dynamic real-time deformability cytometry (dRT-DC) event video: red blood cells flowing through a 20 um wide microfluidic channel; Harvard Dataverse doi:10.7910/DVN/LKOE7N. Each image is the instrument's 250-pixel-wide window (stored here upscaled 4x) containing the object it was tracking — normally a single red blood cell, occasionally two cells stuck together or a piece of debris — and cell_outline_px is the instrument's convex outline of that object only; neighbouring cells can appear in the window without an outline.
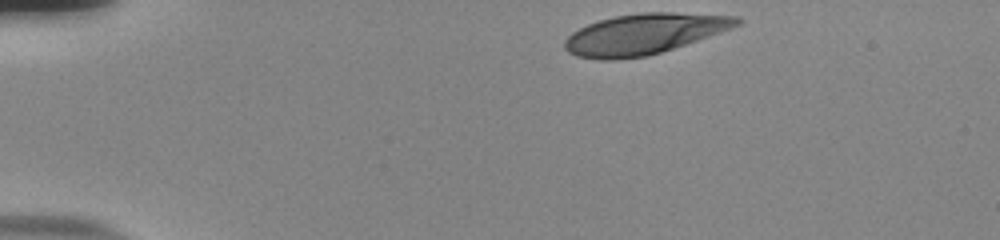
{"species": "human", "species_latin": "Homo sapiens", "temperature_condition": "room temperature", "stored_images_in_passage": 37, "camera_frame_rate_fps": 3000, "um_per_image_px": 0.085, "donor": {"sex": "male"}, "frame": {"image": 1, "passage_image": 1, "time_ms": 0.0, "image_size_px": [1000, 240], "cell_outline_px": [[744, 20], [740, 24], [732, 28], [648, 56], [616, 60], [600, 60], [576, 56], [568, 52], [564, 48], [564, 40], [572, 32], [588, 24], [600, 20], [616, 16], [640, 12], [672, 12], [740, 16]], "centroid_in_image_um": [54.74, 2.88], "position_along_channel_um": 30.3, "area_um2": 40.69}}
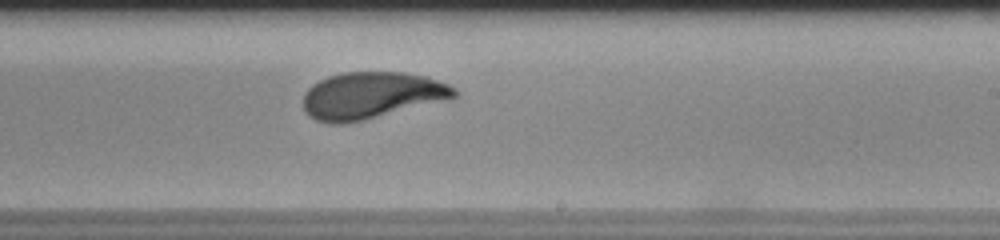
{"frame": {"image": 2, "passage_image": 25, "time_ms": 8.0, "image_size_px": [1000, 240], "cell_outline_px": [[460, 96], [448, 100], [360, 120], [340, 124], [332, 124], [316, 120], [308, 116], [304, 108], [304, 92], [312, 84], [328, 76], [344, 72], [404, 72], [428, 76], [448, 84], [456, 88]], "centroid_in_image_um": [31.6, 8.09], "position_along_channel_um": 257.4, "area_um2": 41.27}}
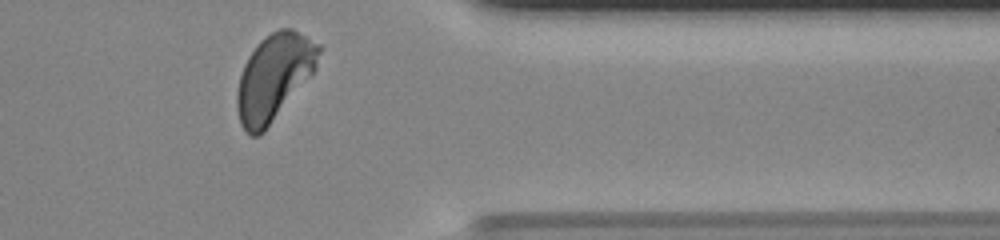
{"frame": {"image": 3, "passage_image": 36, "time_ms": 11.667, "image_size_px": [1000, 240], "cell_outline_px": [[324, 48], [316, 68], [264, 132], [260, 136], [252, 136], [240, 124], [236, 108], [236, 92], [240, 76], [244, 64], [248, 56], [260, 40], [272, 32], [280, 28], [292, 28], [320, 44]], "centroid_in_image_um": [23.29, 6.54], "position_along_channel_um": 388.1, "area_um2": 41.04}, "authors_computed_cell_mechanics": {"area_um2": 41.038, "velocity_mm_per_s": 3.8148, "shape_relaxation_time_tau1_ms": 3.7365, "shape_relaxation_time_tau2_ms": 0.861, "deformation_change_tau1": 0.1903, "deformation_change_tau2": 0.051}}